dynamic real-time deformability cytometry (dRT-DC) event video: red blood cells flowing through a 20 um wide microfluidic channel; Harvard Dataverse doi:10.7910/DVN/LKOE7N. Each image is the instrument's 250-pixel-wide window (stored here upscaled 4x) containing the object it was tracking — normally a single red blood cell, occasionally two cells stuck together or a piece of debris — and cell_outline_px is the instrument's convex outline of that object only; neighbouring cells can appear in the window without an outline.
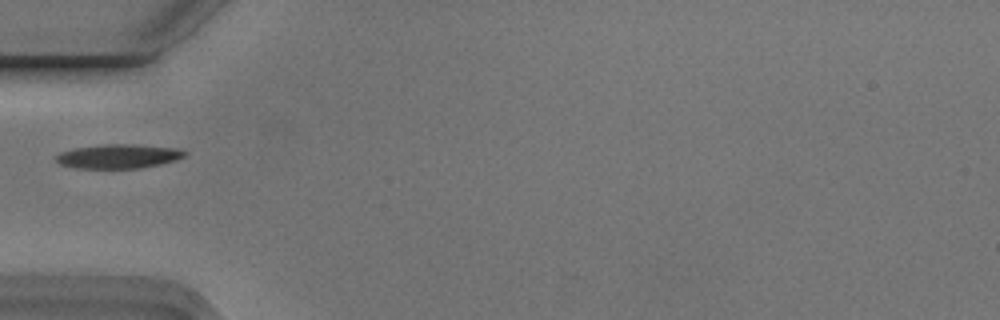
{"species": "Egyptian fruit bat (a non-hibernating species)", "species_latin": "Rousettus aegyptiacus", "temperature_condition": "cold", "stored_images_in_passage": 2, "camera_frame_rate_fps": 3000, "um_per_image_px": 0.085, "animal": {"sex": "male"}, "frame": {"image": 1, "passage_image": 1, "time_ms": 0.0, "image_size_px": [1000, 320], "cell_outline_px": [[188, 152], [184, 156], [176, 160], [160, 164], [140, 168], [76, 168], [60, 164], [56, 160], [56, 156], [60, 152], [76, 148], [104, 144], [136, 144], [176, 148]], "centroid_in_image_um": [10.08, 13.28], "position_along_channel_um": 74.9, "area_um2": 18.03}}